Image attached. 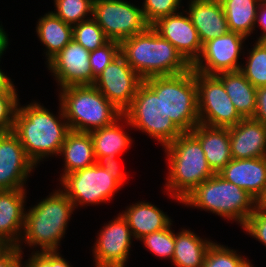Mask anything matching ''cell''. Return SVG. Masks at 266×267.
Listing matches in <instances>:
<instances>
[{
	"label": "cell",
	"instance_id": "obj_29",
	"mask_svg": "<svg viewBox=\"0 0 266 267\" xmlns=\"http://www.w3.org/2000/svg\"><path fill=\"white\" fill-rule=\"evenodd\" d=\"M226 16L229 31L246 38L253 33L256 16L262 0H219Z\"/></svg>",
	"mask_w": 266,
	"mask_h": 267
},
{
	"label": "cell",
	"instance_id": "obj_35",
	"mask_svg": "<svg viewBox=\"0 0 266 267\" xmlns=\"http://www.w3.org/2000/svg\"><path fill=\"white\" fill-rule=\"evenodd\" d=\"M120 54V42L109 40L103 46L90 52L89 60L92 70V85L95 79L102 73L113 59Z\"/></svg>",
	"mask_w": 266,
	"mask_h": 267
},
{
	"label": "cell",
	"instance_id": "obj_45",
	"mask_svg": "<svg viewBox=\"0 0 266 267\" xmlns=\"http://www.w3.org/2000/svg\"><path fill=\"white\" fill-rule=\"evenodd\" d=\"M8 44H9L8 37L1 24L0 25V58H2L1 56L3 55L4 51L7 49Z\"/></svg>",
	"mask_w": 266,
	"mask_h": 267
},
{
	"label": "cell",
	"instance_id": "obj_7",
	"mask_svg": "<svg viewBox=\"0 0 266 267\" xmlns=\"http://www.w3.org/2000/svg\"><path fill=\"white\" fill-rule=\"evenodd\" d=\"M163 100L165 114L184 133L199 124L195 71L143 80Z\"/></svg>",
	"mask_w": 266,
	"mask_h": 267
},
{
	"label": "cell",
	"instance_id": "obj_1",
	"mask_svg": "<svg viewBox=\"0 0 266 267\" xmlns=\"http://www.w3.org/2000/svg\"><path fill=\"white\" fill-rule=\"evenodd\" d=\"M59 108V116L56 117L38 102L23 107L18 104L12 132L35 165L46 157L58 155L71 131L62 106Z\"/></svg>",
	"mask_w": 266,
	"mask_h": 267
},
{
	"label": "cell",
	"instance_id": "obj_21",
	"mask_svg": "<svg viewBox=\"0 0 266 267\" xmlns=\"http://www.w3.org/2000/svg\"><path fill=\"white\" fill-rule=\"evenodd\" d=\"M187 14L197 30L202 45L229 31L219 0H190Z\"/></svg>",
	"mask_w": 266,
	"mask_h": 267
},
{
	"label": "cell",
	"instance_id": "obj_10",
	"mask_svg": "<svg viewBox=\"0 0 266 267\" xmlns=\"http://www.w3.org/2000/svg\"><path fill=\"white\" fill-rule=\"evenodd\" d=\"M195 79L200 124L230 128L243 119L228 96L223 83L216 75L195 71Z\"/></svg>",
	"mask_w": 266,
	"mask_h": 267
},
{
	"label": "cell",
	"instance_id": "obj_39",
	"mask_svg": "<svg viewBox=\"0 0 266 267\" xmlns=\"http://www.w3.org/2000/svg\"><path fill=\"white\" fill-rule=\"evenodd\" d=\"M24 267H71L60 255L59 251H35L32 252Z\"/></svg>",
	"mask_w": 266,
	"mask_h": 267
},
{
	"label": "cell",
	"instance_id": "obj_33",
	"mask_svg": "<svg viewBox=\"0 0 266 267\" xmlns=\"http://www.w3.org/2000/svg\"><path fill=\"white\" fill-rule=\"evenodd\" d=\"M94 0H54L56 11L53 13L63 22L74 25L90 19ZM89 13V15H87ZM89 16V17H87Z\"/></svg>",
	"mask_w": 266,
	"mask_h": 267
},
{
	"label": "cell",
	"instance_id": "obj_44",
	"mask_svg": "<svg viewBox=\"0 0 266 267\" xmlns=\"http://www.w3.org/2000/svg\"><path fill=\"white\" fill-rule=\"evenodd\" d=\"M1 61V60H0ZM0 69V92L16 91V88L9 77L4 74Z\"/></svg>",
	"mask_w": 266,
	"mask_h": 267
},
{
	"label": "cell",
	"instance_id": "obj_3",
	"mask_svg": "<svg viewBox=\"0 0 266 267\" xmlns=\"http://www.w3.org/2000/svg\"><path fill=\"white\" fill-rule=\"evenodd\" d=\"M169 173L165 189L181 203L203 181L215 173L209 167L200 142L190 133L180 134L164 147Z\"/></svg>",
	"mask_w": 266,
	"mask_h": 267
},
{
	"label": "cell",
	"instance_id": "obj_17",
	"mask_svg": "<svg viewBox=\"0 0 266 267\" xmlns=\"http://www.w3.org/2000/svg\"><path fill=\"white\" fill-rule=\"evenodd\" d=\"M152 27L164 39L168 40L192 66L202 51L197 30L193 26L189 15L177 12L160 18Z\"/></svg>",
	"mask_w": 266,
	"mask_h": 267
},
{
	"label": "cell",
	"instance_id": "obj_9",
	"mask_svg": "<svg viewBox=\"0 0 266 267\" xmlns=\"http://www.w3.org/2000/svg\"><path fill=\"white\" fill-rule=\"evenodd\" d=\"M63 191L74 207L105 203L121 188V185L98 162L76 170L60 180Z\"/></svg>",
	"mask_w": 266,
	"mask_h": 267
},
{
	"label": "cell",
	"instance_id": "obj_25",
	"mask_svg": "<svg viewBox=\"0 0 266 267\" xmlns=\"http://www.w3.org/2000/svg\"><path fill=\"white\" fill-rule=\"evenodd\" d=\"M37 36L46 47V62L48 63L69 42L73 40V25L63 22L53 11L40 17L36 26Z\"/></svg>",
	"mask_w": 266,
	"mask_h": 267
},
{
	"label": "cell",
	"instance_id": "obj_2",
	"mask_svg": "<svg viewBox=\"0 0 266 267\" xmlns=\"http://www.w3.org/2000/svg\"><path fill=\"white\" fill-rule=\"evenodd\" d=\"M120 53L143 80L154 76L177 75L192 68L178 50L152 26L124 39L120 43Z\"/></svg>",
	"mask_w": 266,
	"mask_h": 267
},
{
	"label": "cell",
	"instance_id": "obj_47",
	"mask_svg": "<svg viewBox=\"0 0 266 267\" xmlns=\"http://www.w3.org/2000/svg\"><path fill=\"white\" fill-rule=\"evenodd\" d=\"M103 267H125V265H117V266H103Z\"/></svg>",
	"mask_w": 266,
	"mask_h": 267
},
{
	"label": "cell",
	"instance_id": "obj_38",
	"mask_svg": "<svg viewBox=\"0 0 266 267\" xmlns=\"http://www.w3.org/2000/svg\"><path fill=\"white\" fill-rule=\"evenodd\" d=\"M247 235H251L266 247V209L256 207L242 227Z\"/></svg>",
	"mask_w": 266,
	"mask_h": 267
},
{
	"label": "cell",
	"instance_id": "obj_32",
	"mask_svg": "<svg viewBox=\"0 0 266 267\" xmlns=\"http://www.w3.org/2000/svg\"><path fill=\"white\" fill-rule=\"evenodd\" d=\"M202 267H253L249 259L237 254L227 246L213 242L209 247Z\"/></svg>",
	"mask_w": 266,
	"mask_h": 267
},
{
	"label": "cell",
	"instance_id": "obj_12",
	"mask_svg": "<svg viewBox=\"0 0 266 267\" xmlns=\"http://www.w3.org/2000/svg\"><path fill=\"white\" fill-rule=\"evenodd\" d=\"M143 79L120 53L95 79L94 86L122 113L132 104Z\"/></svg>",
	"mask_w": 266,
	"mask_h": 267
},
{
	"label": "cell",
	"instance_id": "obj_22",
	"mask_svg": "<svg viewBox=\"0 0 266 267\" xmlns=\"http://www.w3.org/2000/svg\"><path fill=\"white\" fill-rule=\"evenodd\" d=\"M199 142L211 170L217 174L231 160L229 128L198 124L190 132Z\"/></svg>",
	"mask_w": 266,
	"mask_h": 267
},
{
	"label": "cell",
	"instance_id": "obj_24",
	"mask_svg": "<svg viewBox=\"0 0 266 267\" xmlns=\"http://www.w3.org/2000/svg\"><path fill=\"white\" fill-rule=\"evenodd\" d=\"M64 157V169L60 180L67 174L90 167L97 161L90 133L70 131L62 145L59 156Z\"/></svg>",
	"mask_w": 266,
	"mask_h": 267
},
{
	"label": "cell",
	"instance_id": "obj_41",
	"mask_svg": "<svg viewBox=\"0 0 266 267\" xmlns=\"http://www.w3.org/2000/svg\"><path fill=\"white\" fill-rule=\"evenodd\" d=\"M116 156H110L106 158H102L98 160L97 162L107 171L110 172L112 177L122 186L125 179L127 178V174L122 172L119 169V164L116 161Z\"/></svg>",
	"mask_w": 266,
	"mask_h": 267
},
{
	"label": "cell",
	"instance_id": "obj_5",
	"mask_svg": "<svg viewBox=\"0 0 266 267\" xmlns=\"http://www.w3.org/2000/svg\"><path fill=\"white\" fill-rule=\"evenodd\" d=\"M59 101L72 131L90 133L123 115L94 85L61 88Z\"/></svg>",
	"mask_w": 266,
	"mask_h": 267
},
{
	"label": "cell",
	"instance_id": "obj_27",
	"mask_svg": "<svg viewBox=\"0 0 266 267\" xmlns=\"http://www.w3.org/2000/svg\"><path fill=\"white\" fill-rule=\"evenodd\" d=\"M213 241L203 240L191 230L182 229L175 234L172 263L175 267H202Z\"/></svg>",
	"mask_w": 266,
	"mask_h": 267
},
{
	"label": "cell",
	"instance_id": "obj_23",
	"mask_svg": "<svg viewBox=\"0 0 266 267\" xmlns=\"http://www.w3.org/2000/svg\"><path fill=\"white\" fill-rule=\"evenodd\" d=\"M133 237L140 240L145 235L165 229L172 221L162 210L150 202L139 201L122 211Z\"/></svg>",
	"mask_w": 266,
	"mask_h": 267
},
{
	"label": "cell",
	"instance_id": "obj_19",
	"mask_svg": "<svg viewBox=\"0 0 266 267\" xmlns=\"http://www.w3.org/2000/svg\"><path fill=\"white\" fill-rule=\"evenodd\" d=\"M232 159L266 157V125L243 118L229 128Z\"/></svg>",
	"mask_w": 266,
	"mask_h": 267
},
{
	"label": "cell",
	"instance_id": "obj_16",
	"mask_svg": "<svg viewBox=\"0 0 266 267\" xmlns=\"http://www.w3.org/2000/svg\"><path fill=\"white\" fill-rule=\"evenodd\" d=\"M35 167L13 132L0 134V191L25 189Z\"/></svg>",
	"mask_w": 266,
	"mask_h": 267
},
{
	"label": "cell",
	"instance_id": "obj_18",
	"mask_svg": "<svg viewBox=\"0 0 266 267\" xmlns=\"http://www.w3.org/2000/svg\"><path fill=\"white\" fill-rule=\"evenodd\" d=\"M26 190L0 191V244L17 246L22 251L21 237L24 227Z\"/></svg>",
	"mask_w": 266,
	"mask_h": 267
},
{
	"label": "cell",
	"instance_id": "obj_37",
	"mask_svg": "<svg viewBox=\"0 0 266 267\" xmlns=\"http://www.w3.org/2000/svg\"><path fill=\"white\" fill-rule=\"evenodd\" d=\"M19 98L16 91L0 92V134L13 131Z\"/></svg>",
	"mask_w": 266,
	"mask_h": 267
},
{
	"label": "cell",
	"instance_id": "obj_6",
	"mask_svg": "<svg viewBox=\"0 0 266 267\" xmlns=\"http://www.w3.org/2000/svg\"><path fill=\"white\" fill-rule=\"evenodd\" d=\"M181 203L235 220L241 227L257 207L256 200L246 190L224 180L219 174L203 181Z\"/></svg>",
	"mask_w": 266,
	"mask_h": 267
},
{
	"label": "cell",
	"instance_id": "obj_28",
	"mask_svg": "<svg viewBox=\"0 0 266 267\" xmlns=\"http://www.w3.org/2000/svg\"><path fill=\"white\" fill-rule=\"evenodd\" d=\"M122 120L123 115L111 125L90 132L96 161L110 156H118L131 145V137L124 132L123 126L120 125Z\"/></svg>",
	"mask_w": 266,
	"mask_h": 267
},
{
	"label": "cell",
	"instance_id": "obj_8",
	"mask_svg": "<svg viewBox=\"0 0 266 267\" xmlns=\"http://www.w3.org/2000/svg\"><path fill=\"white\" fill-rule=\"evenodd\" d=\"M123 120L158 140L163 147L183 133L165 114L161 97L144 81L139 85L131 106L123 113Z\"/></svg>",
	"mask_w": 266,
	"mask_h": 267
},
{
	"label": "cell",
	"instance_id": "obj_13",
	"mask_svg": "<svg viewBox=\"0 0 266 267\" xmlns=\"http://www.w3.org/2000/svg\"><path fill=\"white\" fill-rule=\"evenodd\" d=\"M246 39L239 33L228 31L205 42L202 45L199 58L192 65V69L207 75L240 70L242 63L238 59Z\"/></svg>",
	"mask_w": 266,
	"mask_h": 267
},
{
	"label": "cell",
	"instance_id": "obj_42",
	"mask_svg": "<svg viewBox=\"0 0 266 267\" xmlns=\"http://www.w3.org/2000/svg\"><path fill=\"white\" fill-rule=\"evenodd\" d=\"M253 119L266 125V86L257 88L256 110Z\"/></svg>",
	"mask_w": 266,
	"mask_h": 267
},
{
	"label": "cell",
	"instance_id": "obj_20",
	"mask_svg": "<svg viewBox=\"0 0 266 267\" xmlns=\"http://www.w3.org/2000/svg\"><path fill=\"white\" fill-rule=\"evenodd\" d=\"M217 174L257 200L266 184V157L232 159Z\"/></svg>",
	"mask_w": 266,
	"mask_h": 267
},
{
	"label": "cell",
	"instance_id": "obj_34",
	"mask_svg": "<svg viewBox=\"0 0 266 267\" xmlns=\"http://www.w3.org/2000/svg\"><path fill=\"white\" fill-rule=\"evenodd\" d=\"M172 222L165 228L157 232L145 235L140 241L147 249L157 257L166 258L172 261L175 246V233L171 230Z\"/></svg>",
	"mask_w": 266,
	"mask_h": 267
},
{
	"label": "cell",
	"instance_id": "obj_46",
	"mask_svg": "<svg viewBox=\"0 0 266 267\" xmlns=\"http://www.w3.org/2000/svg\"><path fill=\"white\" fill-rule=\"evenodd\" d=\"M256 205L260 208L266 209V184L261 196L256 200Z\"/></svg>",
	"mask_w": 266,
	"mask_h": 267
},
{
	"label": "cell",
	"instance_id": "obj_11",
	"mask_svg": "<svg viewBox=\"0 0 266 267\" xmlns=\"http://www.w3.org/2000/svg\"><path fill=\"white\" fill-rule=\"evenodd\" d=\"M92 18L109 40L120 43L150 26L142 8L124 0H94Z\"/></svg>",
	"mask_w": 266,
	"mask_h": 267
},
{
	"label": "cell",
	"instance_id": "obj_30",
	"mask_svg": "<svg viewBox=\"0 0 266 267\" xmlns=\"http://www.w3.org/2000/svg\"><path fill=\"white\" fill-rule=\"evenodd\" d=\"M249 51L246 64L240 71L255 87L266 86V41H257Z\"/></svg>",
	"mask_w": 266,
	"mask_h": 267
},
{
	"label": "cell",
	"instance_id": "obj_43",
	"mask_svg": "<svg viewBox=\"0 0 266 267\" xmlns=\"http://www.w3.org/2000/svg\"><path fill=\"white\" fill-rule=\"evenodd\" d=\"M258 22V23H257ZM259 24L262 28V35L260 34L257 41H266V1L262 0L259 4L256 16V23Z\"/></svg>",
	"mask_w": 266,
	"mask_h": 267
},
{
	"label": "cell",
	"instance_id": "obj_4",
	"mask_svg": "<svg viewBox=\"0 0 266 267\" xmlns=\"http://www.w3.org/2000/svg\"><path fill=\"white\" fill-rule=\"evenodd\" d=\"M25 211L21 243L40 251H58L70 216L75 210L74 204L63 190H55L45 199ZM35 246V247H34Z\"/></svg>",
	"mask_w": 266,
	"mask_h": 267
},
{
	"label": "cell",
	"instance_id": "obj_26",
	"mask_svg": "<svg viewBox=\"0 0 266 267\" xmlns=\"http://www.w3.org/2000/svg\"><path fill=\"white\" fill-rule=\"evenodd\" d=\"M216 76L223 83L237 112L243 118H253L256 110L257 88L245 78L240 70L222 72Z\"/></svg>",
	"mask_w": 266,
	"mask_h": 267
},
{
	"label": "cell",
	"instance_id": "obj_14",
	"mask_svg": "<svg viewBox=\"0 0 266 267\" xmlns=\"http://www.w3.org/2000/svg\"><path fill=\"white\" fill-rule=\"evenodd\" d=\"M97 237L93 248L95 267L125 265L128 262L133 234L122 214L103 226Z\"/></svg>",
	"mask_w": 266,
	"mask_h": 267
},
{
	"label": "cell",
	"instance_id": "obj_15",
	"mask_svg": "<svg viewBox=\"0 0 266 267\" xmlns=\"http://www.w3.org/2000/svg\"><path fill=\"white\" fill-rule=\"evenodd\" d=\"M90 52L72 40L48 63L59 89L69 86L92 85Z\"/></svg>",
	"mask_w": 266,
	"mask_h": 267
},
{
	"label": "cell",
	"instance_id": "obj_40",
	"mask_svg": "<svg viewBox=\"0 0 266 267\" xmlns=\"http://www.w3.org/2000/svg\"><path fill=\"white\" fill-rule=\"evenodd\" d=\"M22 251L17 246H2L0 248V267H24Z\"/></svg>",
	"mask_w": 266,
	"mask_h": 267
},
{
	"label": "cell",
	"instance_id": "obj_31",
	"mask_svg": "<svg viewBox=\"0 0 266 267\" xmlns=\"http://www.w3.org/2000/svg\"><path fill=\"white\" fill-rule=\"evenodd\" d=\"M73 40L89 52L109 41L104 31L92 17L73 25Z\"/></svg>",
	"mask_w": 266,
	"mask_h": 267
},
{
	"label": "cell",
	"instance_id": "obj_36",
	"mask_svg": "<svg viewBox=\"0 0 266 267\" xmlns=\"http://www.w3.org/2000/svg\"><path fill=\"white\" fill-rule=\"evenodd\" d=\"M181 0H144L143 14L147 23L152 26L160 18L177 13Z\"/></svg>",
	"mask_w": 266,
	"mask_h": 267
}]
</instances>
